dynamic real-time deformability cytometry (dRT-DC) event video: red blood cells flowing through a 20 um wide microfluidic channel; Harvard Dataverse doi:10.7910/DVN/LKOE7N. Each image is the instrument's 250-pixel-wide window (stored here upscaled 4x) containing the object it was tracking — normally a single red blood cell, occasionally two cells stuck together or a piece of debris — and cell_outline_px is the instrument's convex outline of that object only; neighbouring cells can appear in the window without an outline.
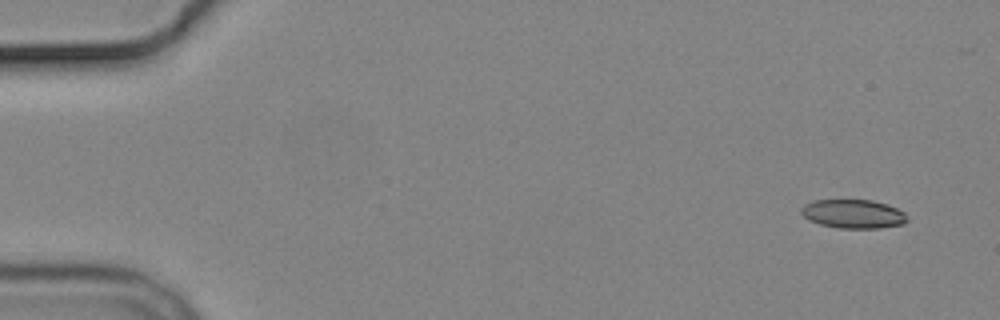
{"species": "common noctule bat (a hibernating species)", "species_latin": "Nyctalus noctula", "temperature_condition": "cold", "stored_images_in_passage": 4, "camera_frame_rate_fps": 3000, "um_per_image_px": 0.085, "animal": {"sex": "male", "body_mass_g": 19.2, "forearm_length_mm": 51.8}, "frame": {"image": 1, "passage_image": 1, "time_ms": 0.0, "image_size_px": [1000, 320], "cell_outline_px": [[908, 220], [904, 224], [880, 228], [840, 228], [820, 224], [808, 220], [800, 212], [800, 208], [804, 204], [816, 200], [872, 200], [888, 204], [904, 212], [908, 216]], "centroid_in_image_um": [72.54, 18.18], "position_along_channel_um": 12.5, "area_um2": 17.92}}